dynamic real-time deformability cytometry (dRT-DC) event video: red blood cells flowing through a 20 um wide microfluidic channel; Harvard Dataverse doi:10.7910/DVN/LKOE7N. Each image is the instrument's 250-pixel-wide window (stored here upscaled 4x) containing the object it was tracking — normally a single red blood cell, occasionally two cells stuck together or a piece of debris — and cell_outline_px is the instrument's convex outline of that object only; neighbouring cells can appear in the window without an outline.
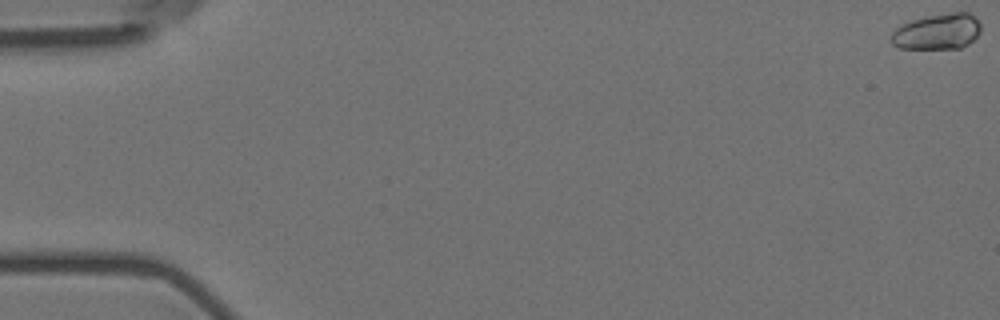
{"species": "Egyptian fruit bat (a non-hibernating species)", "species_latin": "Rousettus aegyptiacus", "temperature_condition": "room temperature", "stored_images_in_passage": 59, "camera_frame_rate_fps": 3000, "um_per_image_px": 0.085, "animal": {"sex": "female"}, "frame": {"image": 1, "passage_image": 1, "time_ms": 0.0, "image_size_px": [1000, 320], "cell_outline_px": [[980, 32], [968, 44], [960, 48], [900, 48], [892, 44], [888, 40], [892, 32], [896, 28], [912, 20], [928, 16], [952, 12], [968, 12], [980, 24]], "centroid_in_image_um": [79.64, 2.69], "position_along_channel_um": 5.4, "area_um2": 18.5}}
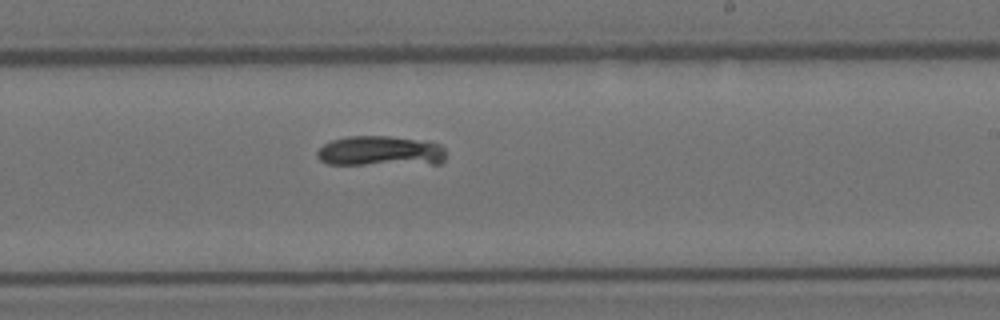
{"frame": {"image": 2, "passage_image": 36, "time_ms": 11.667, "image_size_px": [1000, 320], "cell_outline_px": [[444, 160], [440, 164], [328, 164], [320, 160], [316, 156], [316, 152], [324, 144], [332, 140], [348, 136], [388, 136], [428, 140], [440, 144], [444, 148]], "centroid_in_image_um": [32.36, 12.84], "position_along_channel_um": 256.6, "area_um2": 22.89}}
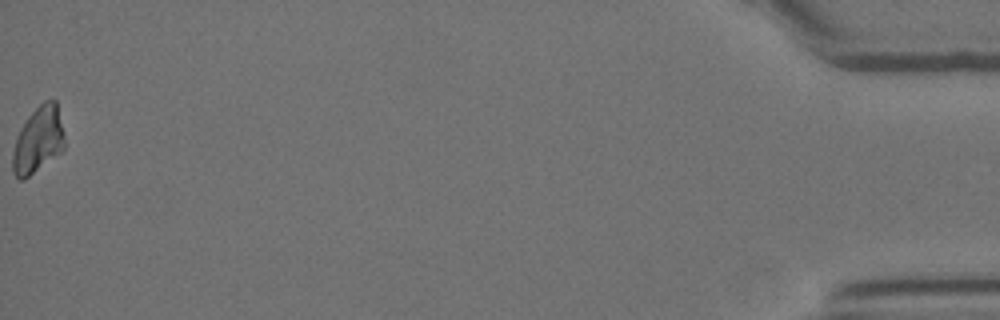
{"frame": {"image": 3, "passage_image": 59, "time_ms": 19.333, "image_size_px": [1000, 320], "cell_outline_px": [[64, 148], [60, 152], [24, 180], [20, 180], [12, 172], [12, 152], [20, 128], [28, 116], [44, 100], [56, 100], [64, 136]], "centroid_in_image_um": [3.22, 11.9], "position_along_channel_um": 432.0, "area_um2": 19.77}}